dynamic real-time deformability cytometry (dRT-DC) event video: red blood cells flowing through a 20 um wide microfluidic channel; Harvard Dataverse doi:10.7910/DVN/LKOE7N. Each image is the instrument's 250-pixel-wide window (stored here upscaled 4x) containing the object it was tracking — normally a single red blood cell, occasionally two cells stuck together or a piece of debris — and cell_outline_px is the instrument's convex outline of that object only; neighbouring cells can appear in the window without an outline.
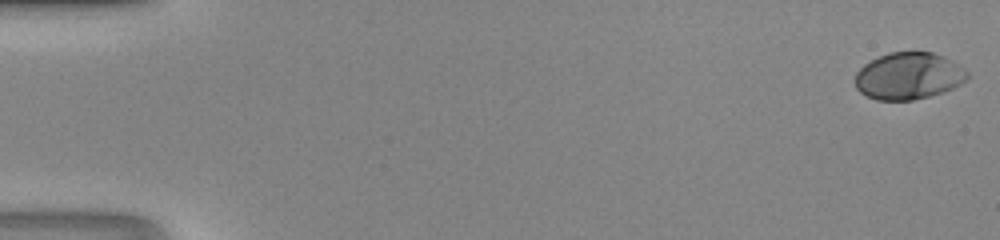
{"species": "human", "species_latin": "Homo sapiens", "temperature_condition": "room temperature", "stored_images_in_passage": 48, "camera_frame_rate_fps": 3000, "um_per_image_px": 0.085, "donor": {"sex": "male"}, "frame": {"image": 1, "passage_image": 1, "time_ms": 0.0, "image_size_px": [1000, 240], "cell_outline_px": [[972, 76], [960, 84], [944, 92], [912, 100], [876, 100], [860, 92], [856, 88], [856, 72], [864, 64], [888, 52], [932, 52], [944, 56], [952, 60], [968, 72]], "centroid_in_image_um": [77.25, 6.45], "position_along_channel_um": 7.7, "area_um2": 30.69}}
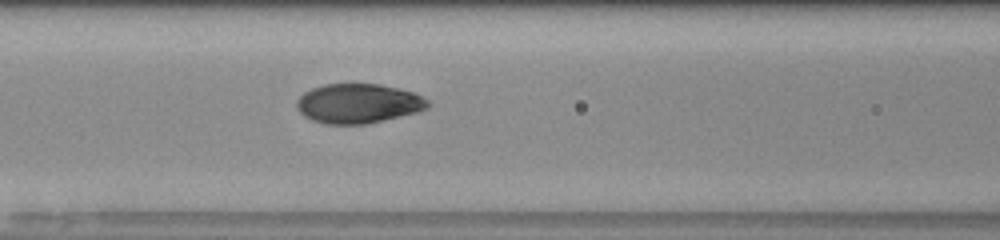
{"frame": {"image": 2, "passage_image": 22, "time_ms": 7.0, "image_size_px": [1000, 240], "cell_outline_px": [[432, 104], [428, 108], [416, 112], [368, 124], [324, 124], [312, 120], [304, 116], [296, 108], [296, 100], [304, 92], [312, 88], [324, 84], [380, 84], [412, 92], [428, 100]], "centroid_in_image_um": [30.43, 8.8], "position_along_channel_um": 136.2, "area_um2": 30.23}}
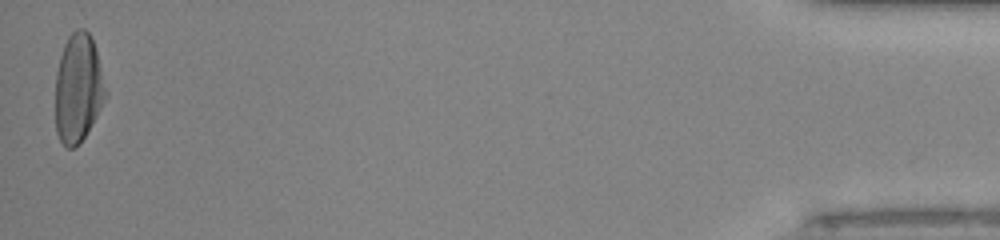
{"frame": {"image": 3, "passage_image": 48, "time_ms": 15.667, "image_size_px": [1000, 240], "cell_outline_px": [[108, 92], [96, 116], [84, 136], [72, 148], [64, 148], [56, 132], [56, 72], [60, 56], [64, 44], [68, 36], [76, 28], [84, 28], [88, 32], [92, 40], [96, 52]], "centroid_in_image_um": [6.63, 7.48], "position_along_channel_um": 428.6, "area_um2": 31.5}}